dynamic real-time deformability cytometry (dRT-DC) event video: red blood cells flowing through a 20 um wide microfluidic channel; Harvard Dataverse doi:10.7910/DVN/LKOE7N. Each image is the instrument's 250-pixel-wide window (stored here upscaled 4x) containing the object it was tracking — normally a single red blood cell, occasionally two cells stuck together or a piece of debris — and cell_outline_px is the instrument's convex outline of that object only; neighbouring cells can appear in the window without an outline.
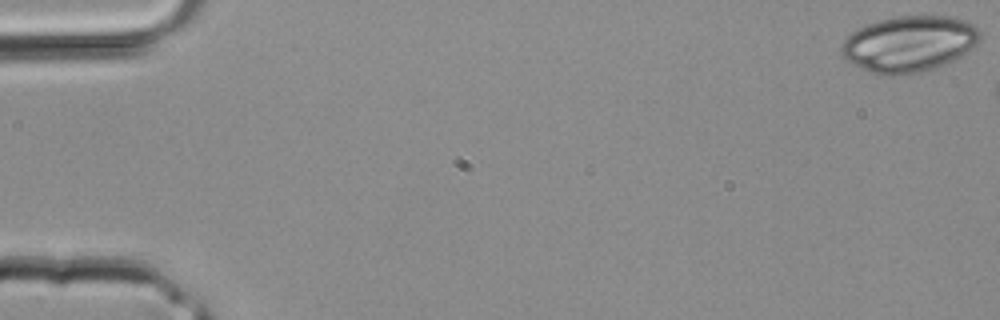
{"species": "common noctule bat (a hibernating species)", "species_latin": "Nyctalus noctula", "temperature_condition": "room temperature", "stored_images_in_passage": 3, "camera_frame_rate_fps": 3000, "um_per_image_px": 0.085, "animal": {"sex": "male", "body_mass_g": 20.4}, "frame": {"image": 1, "passage_image": 1, "time_ms": 0.0, "image_size_px": [1000, 320], "cell_outline_px": [[980, 40], [972, 48], [960, 56], [936, 68], [920, 72], [884, 76], [868, 72], [860, 68], [848, 60], [840, 52], [840, 48], [844, 40], [852, 32], [868, 24], [880, 20], [896, 16], [952, 16], [968, 20], [980, 28]], "centroid_in_image_um": [77.31, 3.72], "position_along_channel_um": 7.7, "area_um2": 45.32}}